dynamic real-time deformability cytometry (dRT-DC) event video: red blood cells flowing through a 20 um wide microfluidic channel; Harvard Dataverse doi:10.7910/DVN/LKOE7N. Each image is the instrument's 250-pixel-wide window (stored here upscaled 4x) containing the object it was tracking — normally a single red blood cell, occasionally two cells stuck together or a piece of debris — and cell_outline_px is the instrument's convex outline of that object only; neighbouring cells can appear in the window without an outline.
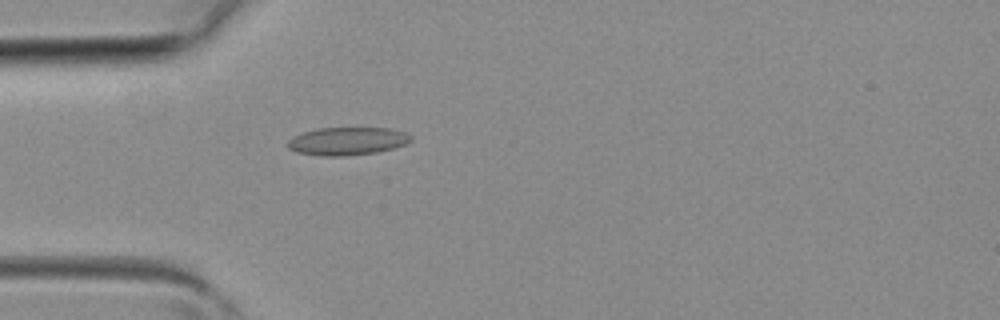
{"species": "common noctule bat (a hibernating species)", "species_latin": "Nyctalus noctula", "temperature_condition": "room temperature", "stored_images_in_passage": 2, "camera_frame_rate_fps": 3000, "um_per_image_px": 0.085, "animal": {"sex": "female", "body_mass_g": 19.3, "forearm_length_mm": 54.1}, "frame": {"image": 1, "passage_image": 2, "time_ms": 0.333, "image_size_px": [1000, 320], "cell_outline_px": [[412, 140], [404, 144], [392, 148], [376, 152], [344, 156], [320, 156], [296, 152], [288, 148], [288, 140], [292, 136], [316, 128], [392, 128], [404, 132], [412, 136]], "centroid_in_image_um": [29.49, 11.99], "position_along_channel_um": 55.5, "area_um2": 20.06}}